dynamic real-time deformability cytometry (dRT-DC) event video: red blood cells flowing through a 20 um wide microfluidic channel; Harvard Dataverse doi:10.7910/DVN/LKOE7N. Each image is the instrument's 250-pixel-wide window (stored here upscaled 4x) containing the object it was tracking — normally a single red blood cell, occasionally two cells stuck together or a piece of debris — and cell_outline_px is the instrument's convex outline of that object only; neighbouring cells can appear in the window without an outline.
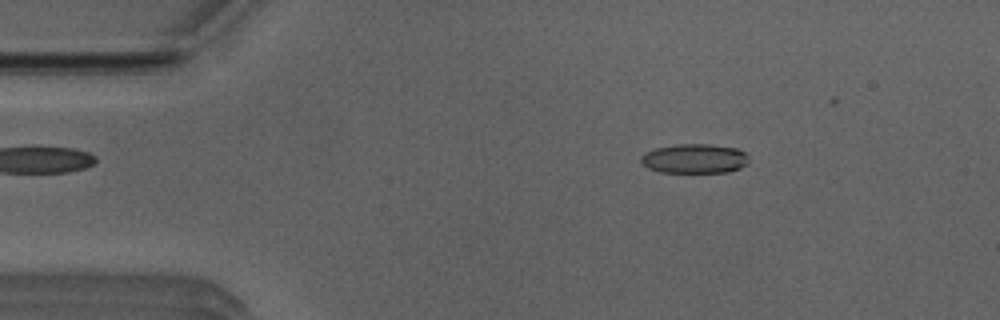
{"species": "Egyptian fruit bat (a non-hibernating species)", "species_latin": "Rousettus aegyptiacus", "temperature_condition": "room temperature", "stored_images_in_passage": 11, "camera_frame_rate_fps": 3000, "um_per_image_px": 0.085, "animal": {"sex": "male"}, "frame": {"image": 1, "passage_image": 5, "time_ms": 1.333, "image_size_px": [1000, 320], "cell_outline_px": [[748, 164], [740, 168], [728, 172], [660, 172], [648, 168], [640, 160], [640, 156], [644, 152], [656, 148], [680, 144], [708, 144], [736, 148], [744, 152], [748, 156]], "centroid_in_image_um": [59.04, 13.48], "position_along_channel_um": 26.0, "area_um2": 18.5}}